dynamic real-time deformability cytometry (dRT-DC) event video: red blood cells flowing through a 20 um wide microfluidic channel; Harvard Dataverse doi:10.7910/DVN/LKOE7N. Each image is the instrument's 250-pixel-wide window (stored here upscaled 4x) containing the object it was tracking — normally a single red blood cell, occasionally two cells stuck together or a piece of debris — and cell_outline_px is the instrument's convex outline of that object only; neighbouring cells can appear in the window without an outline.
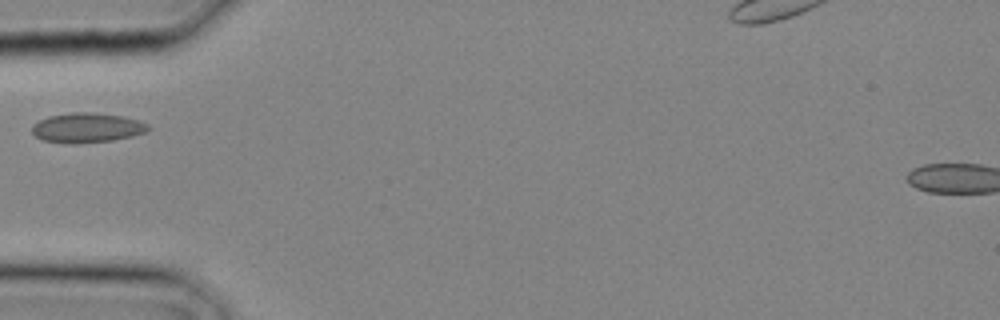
{"species": "common noctule bat (a hibernating species)", "species_latin": "Nyctalus noctula", "temperature_condition": "cold", "stored_images_in_passage": 6, "segment_of_instrument_passage": [1, 2], "camera_frame_rate_fps": 3000, "um_per_image_px": 0.085, "animal": {"sex": "male", "body_mass_g": 20.4}, "frame": {"image": 1, "passage_image": 5, "time_ms": 1.333, "image_size_px": [1000, 320], "cell_outline_px": [[152, 128], [144, 132], [132, 136], [112, 140], [76, 144], [64, 144], [44, 140], [36, 136], [32, 132], [32, 124], [48, 116], [72, 112], [92, 112], [124, 116], [148, 124]], "centroid_in_image_um": [7.38, 10.86], "position_along_channel_um": 77.6, "area_um2": 20.23}}